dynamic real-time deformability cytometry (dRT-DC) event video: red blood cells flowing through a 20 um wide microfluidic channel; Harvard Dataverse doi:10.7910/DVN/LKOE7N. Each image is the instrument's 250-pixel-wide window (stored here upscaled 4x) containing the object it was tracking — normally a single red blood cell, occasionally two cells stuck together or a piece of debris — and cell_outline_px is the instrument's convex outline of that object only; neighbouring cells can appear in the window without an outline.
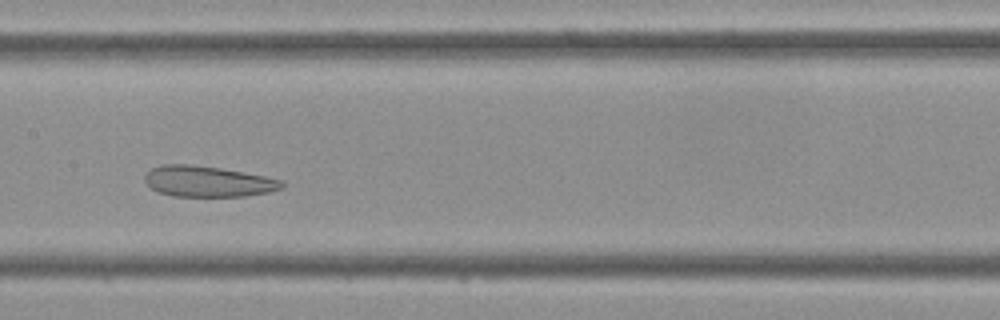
{"species": "Egyptian fruit bat (a non-hibernating species)", "species_latin": "Rousettus aegyptiacus", "temperature_condition": "cold", "stored_images_in_passage": 40, "camera_frame_rate_fps": 3000, "um_per_image_px": 0.085, "frame": {"image": 1, "passage_image": 17, "time_ms": 5.333, "image_size_px": [1000, 320], "cell_outline_px": [[284, 188], [268, 192], [244, 196], [172, 196], [160, 192], [152, 188], [144, 180], [144, 176], [152, 168], [160, 164], [192, 164], [220, 168], [264, 176], [280, 180], [284, 184]], "centroid_in_image_um": [17.65, 15.41], "position_along_channel_um": 189.8, "area_um2": 24.45}}
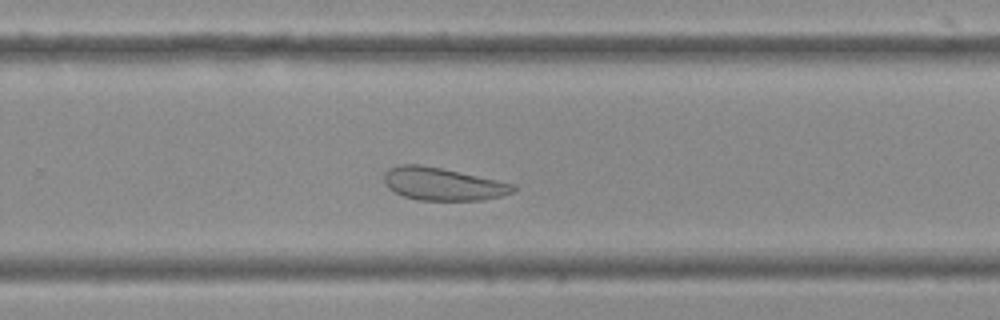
{"frame": {"image": 2, "passage_image": 24, "time_ms": 7.667, "image_size_px": [1000, 320], "cell_outline_px": [[520, 188], [512, 192], [500, 196], [480, 200], [416, 200], [404, 196], [388, 188], [384, 184], [384, 172], [388, 168], [400, 164], [420, 164], [440, 168], [516, 184]], "centroid_in_image_um": [37.62, 15.64], "position_along_channel_um": 292.2, "area_um2": 24.62}}
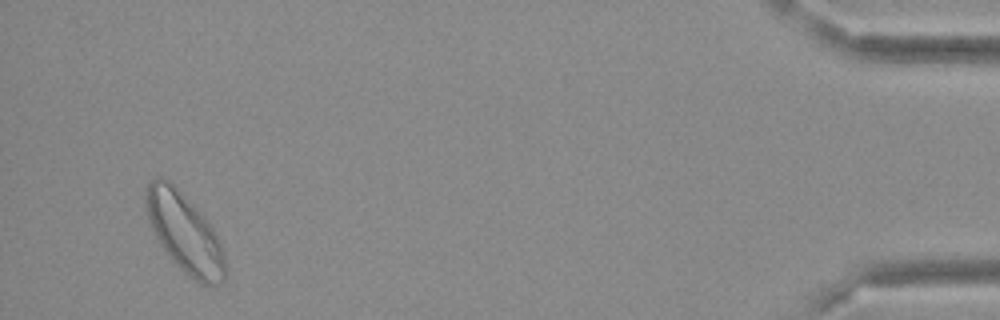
{"frame": {"image": 3, "passage_image": 38, "time_ms": 12.333, "image_size_px": [1000, 320], "cell_outline_px": [[228, 276], [224, 280], [212, 288], [200, 284], [188, 276], [168, 256], [160, 244], [148, 220], [144, 208], [144, 196], [148, 184], [152, 180], [160, 176], [168, 180], [200, 212], [212, 228], [224, 252], [228, 268]], "centroid_in_image_um": [15.7, 19.87], "position_along_channel_um": 419.5, "area_um2": 36.88}}